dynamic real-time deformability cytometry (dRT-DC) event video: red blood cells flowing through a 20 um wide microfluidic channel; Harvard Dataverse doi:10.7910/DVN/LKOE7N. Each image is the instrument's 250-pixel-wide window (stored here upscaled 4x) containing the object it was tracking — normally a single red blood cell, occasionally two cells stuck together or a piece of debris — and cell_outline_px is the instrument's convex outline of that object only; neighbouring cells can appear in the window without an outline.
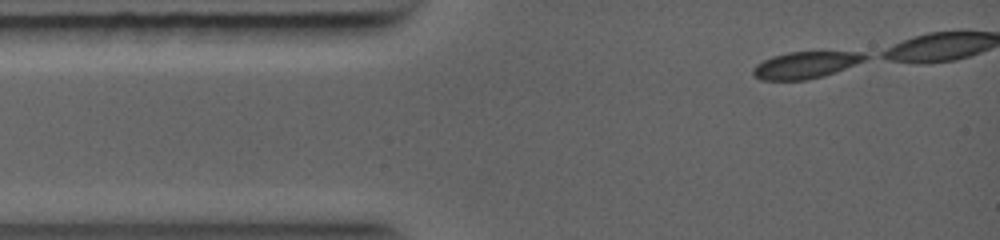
{"species": "common noctule bat (a hibernating species)", "species_latin": "Nyctalus noctula", "temperature_condition": "warm", "stored_images_in_passage": 10, "camera_frame_rate_fps": 5000, "um_per_image_px": 0.085, "animal": {"sex": "female", "body_mass_g": 19.0, "forearm_length_mm": 56.7}, "frame": {"image": 1, "passage_image": 1, "time_ms": 0.0, "image_size_px": [1000, 240], "cell_outline_px": [[872, 56], [864, 60], [824, 76], [804, 80], [760, 80], [752, 76], [752, 68], [756, 64], [772, 56], [788, 52], [864, 52]], "centroid_in_image_um": [68.43, 5.53], "position_along_channel_um": 16.6, "area_um2": 17.46}}
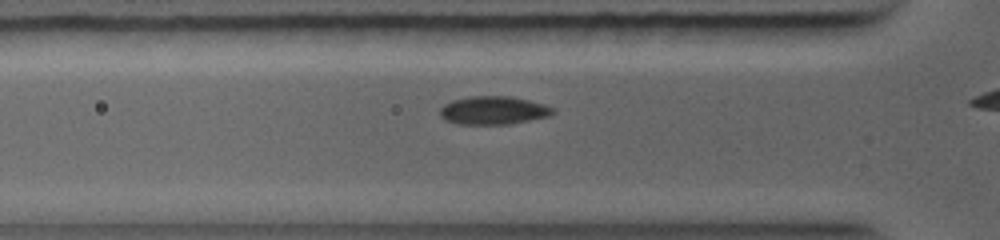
{"frame": {"image": 2, "passage_image": 9, "time_ms": 2.2, "image_size_px": [1000, 240], "cell_outline_px": [[556, 112], [548, 116], [512, 124], [456, 124], [444, 120], [440, 116], [440, 108], [444, 104], [452, 100], [468, 96], [512, 96], [544, 104], [552, 108]], "centroid_in_image_um": [41.9, 9.38], "position_along_channel_um": 83.9, "area_um2": 18.73}}